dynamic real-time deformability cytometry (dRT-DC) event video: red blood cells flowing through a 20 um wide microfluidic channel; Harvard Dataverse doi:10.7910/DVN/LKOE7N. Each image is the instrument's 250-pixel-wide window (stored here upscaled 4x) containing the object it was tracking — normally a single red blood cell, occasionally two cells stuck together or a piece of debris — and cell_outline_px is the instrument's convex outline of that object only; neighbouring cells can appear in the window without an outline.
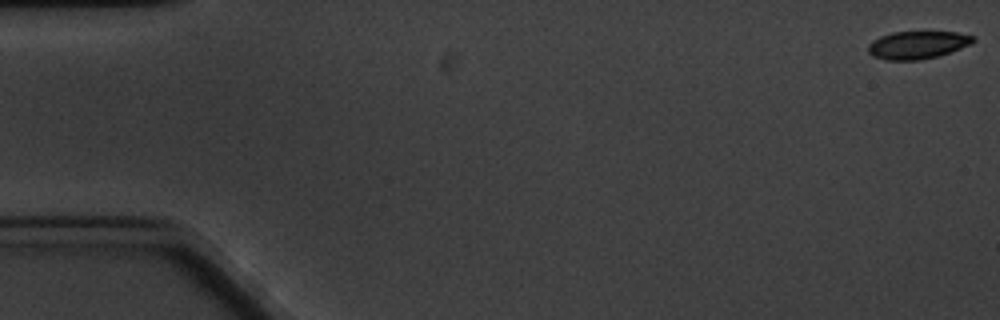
{"species": "common noctule bat (a hibernating species)", "species_latin": "Nyctalus noctula", "temperature_condition": "cold", "stored_images_in_passage": 6, "segment_of_instrument_passage": [1, 2], "camera_frame_rate_fps": 3000, "um_per_image_px": 0.085, "animal": {"sex": "male", "body_mass_g": 20.1, "forearm_length_mm": 53.5}, "frame": {"image": 1, "passage_image": 1, "time_ms": 0.0, "image_size_px": [1000, 320], "cell_outline_px": [[976, 40], [972, 44], [936, 56], [920, 60], [888, 60], [872, 56], [868, 52], [868, 44], [872, 40], [880, 36], [892, 32], [956, 32], [976, 36]], "centroid_in_image_um": [77.98, 3.81], "position_along_channel_um": 7.0, "area_um2": 16.99}}
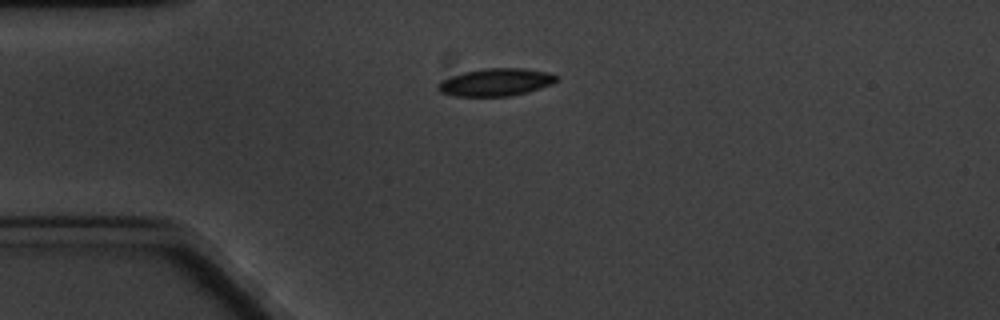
{"frame": {"image": 2, "passage_image": 4, "time_ms": 4.667, "image_size_px": [1000, 320], "cell_outline_px": [[560, 80], [552, 84], [528, 92], [508, 96], [456, 96], [440, 92], [436, 88], [436, 84], [440, 80], [464, 72], [484, 68], [524, 68], [548, 72], [560, 76]], "centroid_in_image_um": [42.16, 6.98], "position_along_channel_um": 42.8, "area_um2": 19.25}}